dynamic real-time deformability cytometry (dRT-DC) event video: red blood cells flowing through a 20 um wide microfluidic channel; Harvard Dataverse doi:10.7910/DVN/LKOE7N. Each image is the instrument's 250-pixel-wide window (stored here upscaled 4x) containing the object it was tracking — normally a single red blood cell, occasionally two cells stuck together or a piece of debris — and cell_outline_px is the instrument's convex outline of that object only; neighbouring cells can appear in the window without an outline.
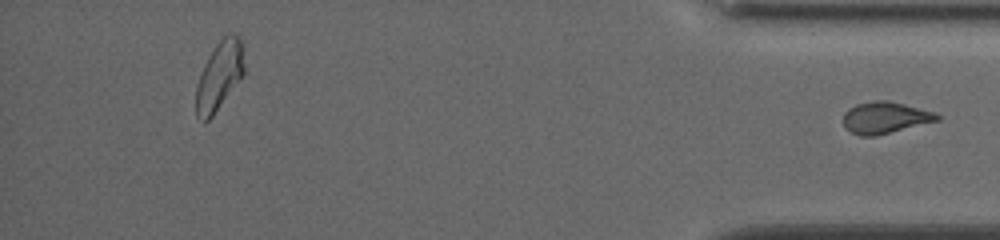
{"species": "common noctule bat (a hibernating species)", "species_latin": "Nyctalus noctula", "temperature_condition": "cold", "stored_images_in_passage": 38, "segment_of_instrument_passage": [2, 2], "camera_frame_rate_fps": 3000, "um_per_image_px": 0.085, "animal": {"sex": "female", "body_mass_g": 19.5, "forearm_length_mm": 54.1}, "frame": {"image": 1, "passage_image": 38, "time_ms": 12.333, "image_size_px": [1000, 240], "cell_outline_px": [[940, 120], [876, 136], [860, 136], [844, 128], [844, 112], [848, 108], [856, 104], [872, 100], [888, 100], [936, 112], [940, 116]], "centroid_in_image_um": [75.23, 9.99], "position_along_channel_um": 360.0, "area_um2": 17.46}}